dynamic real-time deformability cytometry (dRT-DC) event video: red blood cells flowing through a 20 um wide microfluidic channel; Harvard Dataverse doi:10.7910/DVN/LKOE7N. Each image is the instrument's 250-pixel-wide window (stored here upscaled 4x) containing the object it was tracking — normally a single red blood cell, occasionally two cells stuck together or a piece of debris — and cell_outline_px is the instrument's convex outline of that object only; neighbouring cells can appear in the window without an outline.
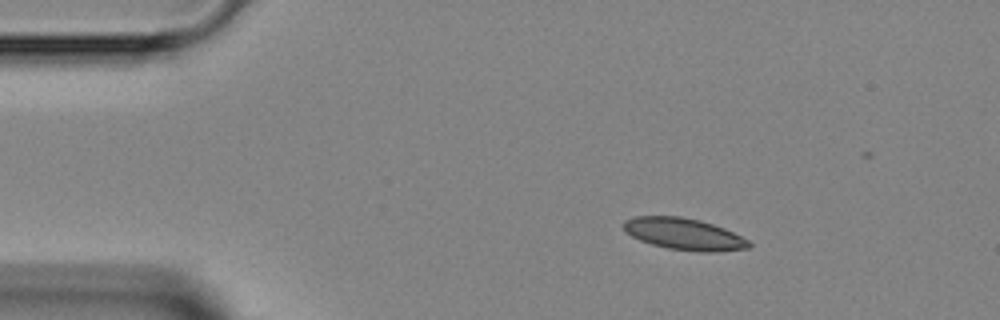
{"species": "Egyptian fruit bat (a non-hibernating species)", "species_latin": "Rousettus aegyptiacus", "temperature_condition": "room temperature", "stored_images_in_passage": 41, "segment_of_instrument_passage": [1, 2], "camera_frame_rate_fps": 3000, "um_per_image_px": 0.085, "animal": {"sex": "female"}, "frame": {"image": 1, "passage_image": 1, "time_ms": 0.0, "image_size_px": [1000, 320], "cell_outline_px": [[752, 244], [748, 248], [716, 252], [700, 252], [668, 248], [652, 244], [640, 240], [632, 236], [624, 228], [624, 220], [636, 216], [680, 216], [700, 220], [724, 228], [748, 240]], "centroid_in_image_um": [58.15, 19.89], "position_along_channel_um": 26.8, "area_um2": 22.95}}
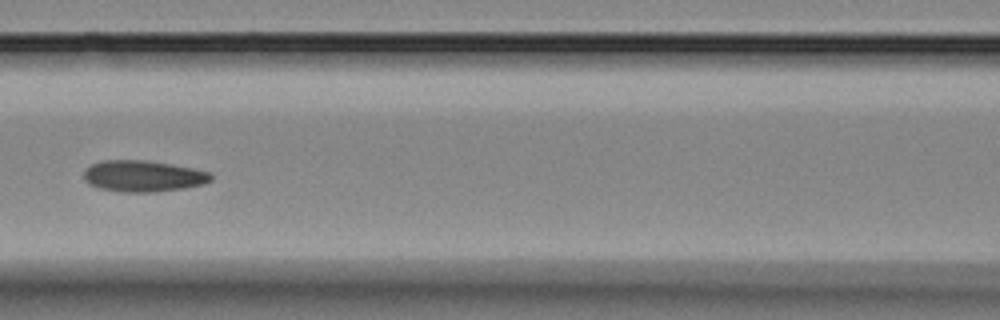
{"frame": {"image": 2, "passage_image": 14, "time_ms": 4.333, "image_size_px": [1000, 320], "cell_outline_px": [[212, 180], [204, 184], [184, 188], [156, 192], [124, 192], [100, 188], [88, 184], [84, 180], [84, 172], [92, 164], [104, 160], [144, 160], [192, 168], [212, 172]], "centroid_in_image_um": [12.19, 14.97], "position_along_channel_um": 154.4, "area_um2": 23.12}}
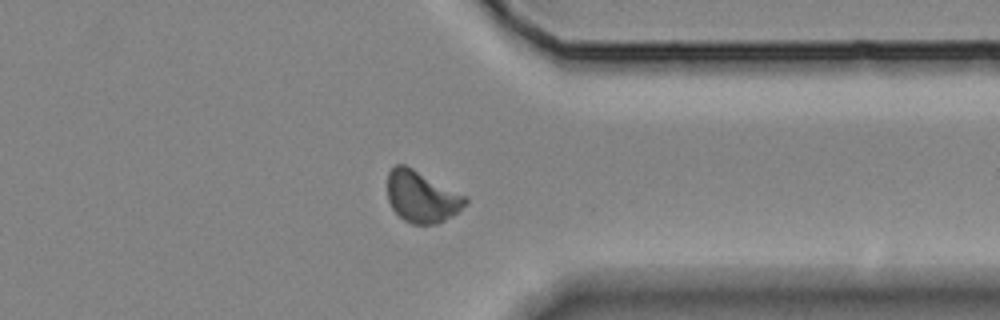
{"frame": {"image": 3, "passage_image": 30, "time_ms": 9.667, "image_size_px": [1000, 320], "cell_outline_px": [[468, 204], [452, 216], [436, 224], [412, 224], [404, 220], [392, 208], [388, 200], [388, 172], [396, 164], [404, 164], [468, 196]], "centroid_in_image_um": [35.87, 16.72], "position_along_channel_um": 375.5, "area_um2": 23.41}}